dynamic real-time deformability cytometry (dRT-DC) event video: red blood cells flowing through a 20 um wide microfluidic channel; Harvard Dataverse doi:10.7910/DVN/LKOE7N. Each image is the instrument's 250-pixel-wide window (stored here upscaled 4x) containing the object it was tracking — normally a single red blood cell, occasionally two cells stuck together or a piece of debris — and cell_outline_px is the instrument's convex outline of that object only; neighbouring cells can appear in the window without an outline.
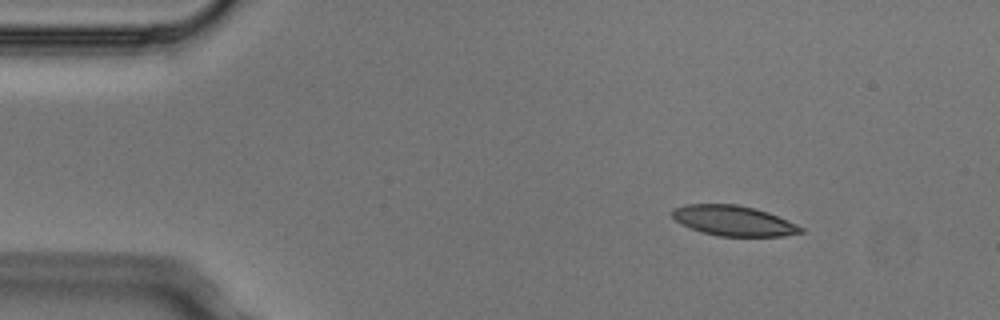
{"species": "Egyptian fruit bat (a non-hibernating species)", "species_latin": "Rousettus aegyptiacus", "temperature_condition": "cold", "stored_images_in_passage": 4, "camera_frame_rate_fps": 3000, "um_per_image_px": 0.085, "animal": {"sex": "male"}, "frame": {"image": 1, "passage_image": 1, "time_ms": 0.0, "image_size_px": [1000, 320], "cell_outline_px": [[804, 232], [784, 236], [720, 236], [704, 232], [680, 224], [672, 216], [672, 208], [684, 204], [736, 204], [756, 208], [768, 212], [788, 220], [804, 228]], "centroid_in_image_um": [62.36, 18.75], "position_along_channel_um": 22.6, "area_um2": 22.66}}